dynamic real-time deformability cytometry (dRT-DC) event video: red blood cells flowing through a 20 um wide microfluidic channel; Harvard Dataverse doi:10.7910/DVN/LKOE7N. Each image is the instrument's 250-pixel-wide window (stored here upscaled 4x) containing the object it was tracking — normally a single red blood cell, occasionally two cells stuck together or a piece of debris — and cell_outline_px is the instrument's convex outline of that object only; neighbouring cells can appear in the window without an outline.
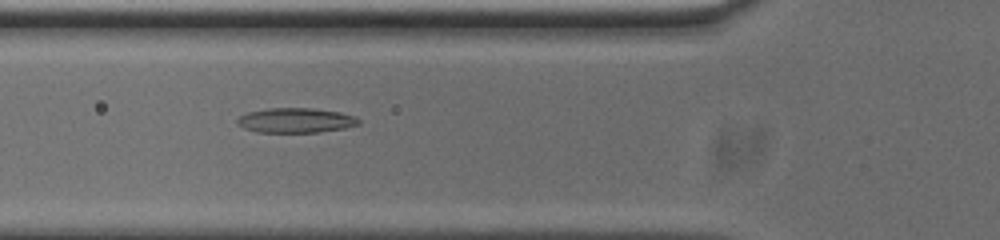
{"species": "common noctule bat (a hibernating species)", "species_latin": "Nyctalus noctula", "temperature_condition": "cold", "stored_images_in_passage": 44, "camera_frame_rate_fps": 3000, "um_per_image_px": 0.085, "animal": {"sex": "male", "body_mass_g": 20.0, "forearm_length_mm": 53.3}, "frame": {"image": 1, "passage_image": 9, "time_ms": 2.667, "image_size_px": [1000, 240], "cell_outline_px": [[360, 124], [344, 128], [320, 132], [256, 132], [244, 128], [236, 124], [236, 120], [240, 116], [248, 112], [268, 108], [312, 108], [340, 112], [356, 116], [360, 120]], "centroid_in_image_um": [25.14, 10.23], "position_along_channel_um": 100.7, "area_um2": 17.63}}
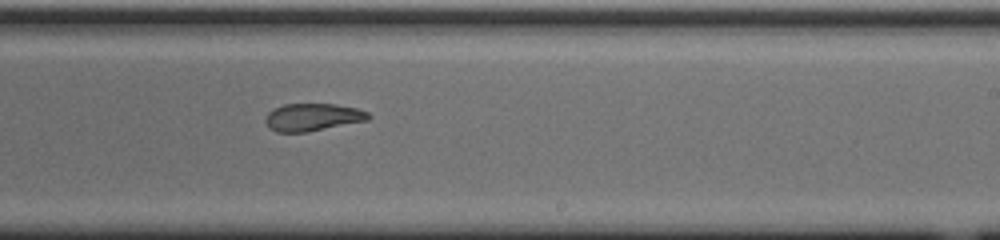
{"frame": {"image": 2, "passage_image": 22, "time_ms": 7.0, "image_size_px": [1000, 240], "cell_outline_px": [[372, 116], [368, 120], [304, 132], [276, 132], [268, 128], [264, 120], [268, 112], [284, 104], [336, 104], [356, 108], [368, 112]], "centroid_in_image_um": [26.56, 9.96], "position_along_channel_um": 262.4, "area_um2": 16.42}}
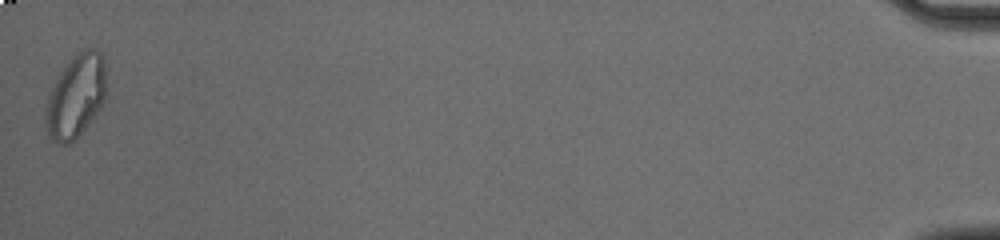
{"frame": {"image": 3, "passage_image": 44, "time_ms": 14.333, "image_size_px": [1000, 240], "cell_outline_px": [[104, 100], [100, 108], [88, 124], [68, 144], [60, 144], [52, 140], [48, 136], [44, 124], [44, 108], [48, 92], [60, 72], [68, 60], [76, 52], [84, 48], [96, 48], [104, 56]], "centroid_in_image_um": [6.38, 8.15], "position_along_channel_um": 428.8, "area_um2": 29.59}, "authors_computed_cell_mechanics": {"area_um2": 18.2359, "velocity_mm_per_s": 3.7381, "shape_relaxation_time_tau1_ms": null, "shape_relaxation_time_tau2_ms": 2.6846, "deformation_change_tau1": null, "deformation_change_tau2": 0.0839}}